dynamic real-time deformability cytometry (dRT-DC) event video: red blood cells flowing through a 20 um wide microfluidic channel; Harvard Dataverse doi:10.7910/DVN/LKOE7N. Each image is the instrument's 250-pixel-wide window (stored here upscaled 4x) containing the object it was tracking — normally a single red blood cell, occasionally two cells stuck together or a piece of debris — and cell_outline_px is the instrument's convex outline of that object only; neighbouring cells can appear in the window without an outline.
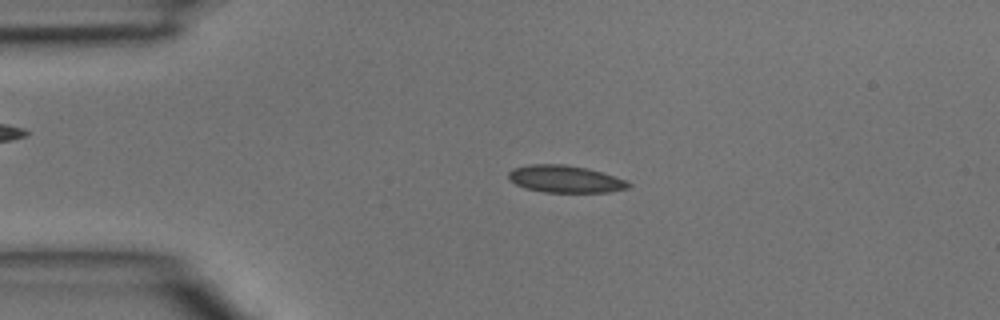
{"species": "common noctule bat (a hibernating species)", "species_latin": "Nyctalus noctula", "temperature_condition": "room temperature", "stored_images_in_passage": 3, "camera_frame_rate_fps": 3000, "um_per_image_px": 0.085, "animal": {"sex": "male", "body_mass_g": 15.6}, "frame": {"image": 1, "passage_image": 2, "time_ms": 0.333, "image_size_px": [1000, 320], "cell_outline_px": [[632, 184], [628, 188], [608, 192], [544, 192], [524, 188], [508, 180], [508, 172], [512, 168], [532, 164], [564, 164], [588, 168], [628, 180]], "centroid_in_image_um": [48.04, 15.21], "position_along_channel_um": 37.0, "area_um2": 19.19}}